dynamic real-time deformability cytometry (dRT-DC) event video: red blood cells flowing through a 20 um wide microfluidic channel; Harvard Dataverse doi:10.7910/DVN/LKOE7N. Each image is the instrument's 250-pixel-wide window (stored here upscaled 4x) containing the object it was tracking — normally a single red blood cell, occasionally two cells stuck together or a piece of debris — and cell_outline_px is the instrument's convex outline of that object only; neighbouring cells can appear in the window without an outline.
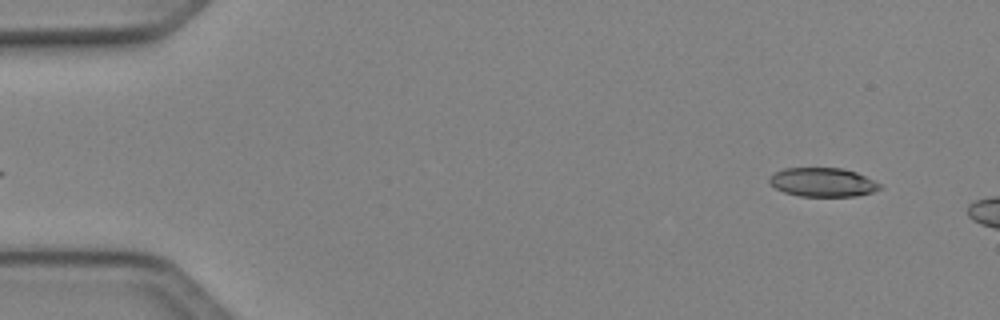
{"species": "Egyptian fruit bat (a non-hibernating species)", "species_latin": "Rousettus aegyptiacus", "temperature_condition": "cold", "stored_images_in_passage": 7, "camera_frame_rate_fps": 3000, "um_per_image_px": 0.085, "animal": {"sex": "female"}, "frame": {"image": 1, "passage_image": 2, "time_ms": 0.333, "image_size_px": [1000, 320], "cell_outline_px": [[880, 188], [872, 192], [852, 196], [800, 196], [784, 192], [776, 188], [768, 180], [768, 176], [784, 168], [840, 168], [856, 172], [880, 184]], "centroid_in_image_um": [69.88, 15.48], "position_along_channel_um": 15.1, "area_um2": 18.32}}